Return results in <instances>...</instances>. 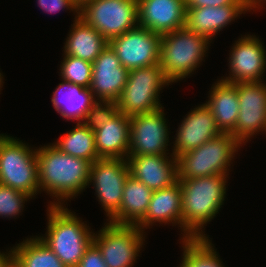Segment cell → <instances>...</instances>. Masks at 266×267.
Returning <instances> with one entry per match:
<instances>
[{
    "label": "cell",
    "instance_id": "cell-34",
    "mask_svg": "<svg viewBox=\"0 0 266 267\" xmlns=\"http://www.w3.org/2000/svg\"><path fill=\"white\" fill-rule=\"evenodd\" d=\"M225 5H247L246 0H185L186 8L216 7Z\"/></svg>",
    "mask_w": 266,
    "mask_h": 267
},
{
    "label": "cell",
    "instance_id": "cell-10",
    "mask_svg": "<svg viewBox=\"0 0 266 267\" xmlns=\"http://www.w3.org/2000/svg\"><path fill=\"white\" fill-rule=\"evenodd\" d=\"M130 169L127 159L100 158L91 165L89 185L95 188V195L109 220L120 208L123 188Z\"/></svg>",
    "mask_w": 266,
    "mask_h": 267
},
{
    "label": "cell",
    "instance_id": "cell-8",
    "mask_svg": "<svg viewBox=\"0 0 266 267\" xmlns=\"http://www.w3.org/2000/svg\"><path fill=\"white\" fill-rule=\"evenodd\" d=\"M79 17L108 42L139 26L137 0H92L79 9Z\"/></svg>",
    "mask_w": 266,
    "mask_h": 267
},
{
    "label": "cell",
    "instance_id": "cell-4",
    "mask_svg": "<svg viewBox=\"0 0 266 267\" xmlns=\"http://www.w3.org/2000/svg\"><path fill=\"white\" fill-rule=\"evenodd\" d=\"M210 43L206 37L186 27L163 34L159 64L165 77L175 83L191 76L204 61Z\"/></svg>",
    "mask_w": 266,
    "mask_h": 267
},
{
    "label": "cell",
    "instance_id": "cell-21",
    "mask_svg": "<svg viewBox=\"0 0 266 267\" xmlns=\"http://www.w3.org/2000/svg\"><path fill=\"white\" fill-rule=\"evenodd\" d=\"M99 158H128L130 117L120 111L93 131Z\"/></svg>",
    "mask_w": 266,
    "mask_h": 267
},
{
    "label": "cell",
    "instance_id": "cell-14",
    "mask_svg": "<svg viewBox=\"0 0 266 267\" xmlns=\"http://www.w3.org/2000/svg\"><path fill=\"white\" fill-rule=\"evenodd\" d=\"M229 76L221 77L226 83L264 82L266 50L255 35H245L235 41L229 53ZM262 78V79H261Z\"/></svg>",
    "mask_w": 266,
    "mask_h": 267
},
{
    "label": "cell",
    "instance_id": "cell-16",
    "mask_svg": "<svg viewBox=\"0 0 266 267\" xmlns=\"http://www.w3.org/2000/svg\"><path fill=\"white\" fill-rule=\"evenodd\" d=\"M176 132L171 153L174 157L194 150L221 134L214 115L205 103L188 112Z\"/></svg>",
    "mask_w": 266,
    "mask_h": 267
},
{
    "label": "cell",
    "instance_id": "cell-18",
    "mask_svg": "<svg viewBox=\"0 0 266 267\" xmlns=\"http://www.w3.org/2000/svg\"><path fill=\"white\" fill-rule=\"evenodd\" d=\"M127 161L130 175L152 191L172 186L178 181L177 159L172 154L128 155Z\"/></svg>",
    "mask_w": 266,
    "mask_h": 267
},
{
    "label": "cell",
    "instance_id": "cell-38",
    "mask_svg": "<svg viewBox=\"0 0 266 267\" xmlns=\"http://www.w3.org/2000/svg\"><path fill=\"white\" fill-rule=\"evenodd\" d=\"M3 74L1 73V71H0V91L2 90L1 88L3 87V83H4V81H3Z\"/></svg>",
    "mask_w": 266,
    "mask_h": 267
},
{
    "label": "cell",
    "instance_id": "cell-29",
    "mask_svg": "<svg viewBox=\"0 0 266 267\" xmlns=\"http://www.w3.org/2000/svg\"><path fill=\"white\" fill-rule=\"evenodd\" d=\"M59 70L62 80L90 88L92 80L91 62L70 55H64Z\"/></svg>",
    "mask_w": 266,
    "mask_h": 267
},
{
    "label": "cell",
    "instance_id": "cell-26",
    "mask_svg": "<svg viewBox=\"0 0 266 267\" xmlns=\"http://www.w3.org/2000/svg\"><path fill=\"white\" fill-rule=\"evenodd\" d=\"M13 267H66L38 236L13 246Z\"/></svg>",
    "mask_w": 266,
    "mask_h": 267
},
{
    "label": "cell",
    "instance_id": "cell-30",
    "mask_svg": "<svg viewBox=\"0 0 266 267\" xmlns=\"http://www.w3.org/2000/svg\"><path fill=\"white\" fill-rule=\"evenodd\" d=\"M32 199L28 194L0 184V217L15 218L24 210L25 201Z\"/></svg>",
    "mask_w": 266,
    "mask_h": 267
},
{
    "label": "cell",
    "instance_id": "cell-25",
    "mask_svg": "<svg viewBox=\"0 0 266 267\" xmlns=\"http://www.w3.org/2000/svg\"><path fill=\"white\" fill-rule=\"evenodd\" d=\"M74 23L64 42V54L93 63L107 46L108 41L81 17L75 16Z\"/></svg>",
    "mask_w": 266,
    "mask_h": 267
},
{
    "label": "cell",
    "instance_id": "cell-6",
    "mask_svg": "<svg viewBox=\"0 0 266 267\" xmlns=\"http://www.w3.org/2000/svg\"><path fill=\"white\" fill-rule=\"evenodd\" d=\"M9 135L0 139V184L35 197L40 193L37 148Z\"/></svg>",
    "mask_w": 266,
    "mask_h": 267
},
{
    "label": "cell",
    "instance_id": "cell-23",
    "mask_svg": "<svg viewBox=\"0 0 266 267\" xmlns=\"http://www.w3.org/2000/svg\"><path fill=\"white\" fill-rule=\"evenodd\" d=\"M53 91L51 102L62 118L83 122L87 112L96 102L89 88L61 80Z\"/></svg>",
    "mask_w": 266,
    "mask_h": 267
},
{
    "label": "cell",
    "instance_id": "cell-19",
    "mask_svg": "<svg viewBox=\"0 0 266 267\" xmlns=\"http://www.w3.org/2000/svg\"><path fill=\"white\" fill-rule=\"evenodd\" d=\"M246 12L247 5L186 8L185 27L212 42L218 32Z\"/></svg>",
    "mask_w": 266,
    "mask_h": 267
},
{
    "label": "cell",
    "instance_id": "cell-15",
    "mask_svg": "<svg viewBox=\"0 0 266 267\" xmlns=\"http://www.w3.org/2000/svg\"><path fill=\"white\" fill-rule=\"evenodd\" d=\"M129 70L122 66L120 60L109 44L92 63V80L90 91L96 101L116 102L128 79Z\"/></svg>",
    "mask_w": 266,
    "mask_h": 267
},
{
    "label": "cell",
    "instance_id": "cell-32",
    "mask_svg": "<svg viewBox=\"0 0 266 267\" xmlns=\"http://www.w3.org/2000/svg\"><path fill=\"white\" fill-rule=\"evenodd\" d=\"M37 6L46 13H57L60 10H70L74 15L79 16V9L72 0H36ZM76 13V14H75Z\"/></svg>",
    "mask_w": 266,
    "mask_h": 267
},
{
    "label": "cell",
    "instance_id": "cell-28",
    "mask_svg": "<svg viewBox=\"0 0 266 267\" xmlns=\"http://www.w3.org/2000/svg\"><path fill=\"white\" fill-rule=\"evenodd\" d=\"M181 267H225L209 237L181 239Z\"/></svg>",
    "mask_w": 266,
    "mask_h": 267
},
{
    "label": "cell",
    "instance_id": "cell-7",
    "mask_svg": "<svg viewBox=\"0 0 266 267\" xmlns=\"http://www.w3.org/2000/svg\"><path fill=\"white\" fill-rule=\"evenodd\" d=\"M170 84L159 63L129 70L117 107L129 117L156 111L163 107L159 99L162 88Z\"/></svg>",
    "mask_w": 266,
    "mask_h": 267
},
{
    "label": "cell",
    "instance_id": "cell-2",
    "mask_svg": "<svg viewBox=\"0 0 266 267\" xmlns=\"http://www.w3.org/2000/svg\"><path fill=\"white\" fill-rule=\"evenodd\" d=\"M227 178L229 175L178 179L182 193L181 239L209 237L203 230L224 205Z\"/></svg>",
    "mask_w": 266,
    "mask_h": 267
},
{
    "label": "cell",
    "instance_id": "cell-11",
    "mask_svg": "<svg viewBox=\"0 0 266 267\" xmlns=\"http://www.w3.org/2000/svg\"><path fill=\"white\" fill-rule=\"evenodd\" d=\"M164 107L130 117L128 155H168L169 131Z\"/></svg>",
    "mask_w": 266,
    "mask_h": 267
},
{
    "label": "cell",
    "instance_id": "cell-35",
    "mask_svg": "<svg viewBox=\"0 0 266 267\" xmlns=\"http://www.w3.org/2000/svg\"><path fill=\"white\" fill-rule=\"evenodd\" d=\"M7 251L4 253L0 252V267H13V248Z\"/></svg>",
    "mask_w": 266,
    "mask_h": 267
},
{
    "label": "cell",
    "instance_id": "cell-3",
    "mask_svg": "<svg viewBox=\"0 0 266 267\" xmlns=\"http://www.w3.org/2000/svg\"><path fill=\"white\" fill-rule=\"evenodd\" d=\"M47 216L45 236L38 237L66 267H77L93 243L94 232L65 206H48Z\"/></svg>",
    "mask_w": 266,
    "mask_h": 267
},
{
    "label": "cell",
    "instance_id": "cell-5",
    "mask_svg": "<svg viewBox=\"0 0 266 267\" xmlns=\"http://www.w3.org/2000/svg\"><path fill=\"white\" fill-rule=\"evenodd\" d=\"M241 147L231 134L221 133L194 150L176 156L178 179L229 175L230 164Z\"/></svg>",
    "mask_w": 266,
    "mask_h": 267
},
{
    "label": "cell",
    "instance_id": "cell-13",
    "mask_svg": "<svg viewBox=\"0 0 266 267\" xmlns=\"http://www.w3.org/2000/svg\"><path fill=\"white\" fill-rule=\"evenodd\" d=\"M161 36L138 26L113 38L108 44L122 66L132 70L159 63Z\"/></svg>",
    "mask_w": 266,
    "mask_h": 267
},
{
    "label": "cell",
    "instance_id": "cell-27",
    "mask_svg": "<svg viewBox=\"0 0 266 267\" xmlns=\"http://www.w3.org/2000/svg\"><path fill=\"white\" fill-rule=\"evenodd\" d=\"M58 139L52 144L63 153L92 163L100 159L96 150L94 132L83 122H77L72 130L70 129Z\"/></svg>",
    "mask_w": 266,
    "mask_h": 267
},
{
    "label": "cell",
    "instance_id": "cell-12",
    "mask_svg": "<svg viewBox=\"0 0 266 267\" xmlns=\"http://www.w3.org/2000/svg\"><path fill=\"white\" fill-rule=\"evenodd\" d=\"M239 99V114L231 135L241 144L259 132H266V84L261 82L235 83Z\"/></svg>",
    "mask_w": 266,
    "mask_h": 267
},
{
    "label": "cell",
    "instance_id": "cell-20",
    "mask_svg": "<svg viewBox=\"0 0 266 267\" xmlns=\"http://www.w3.org/2000/svg\"><path fill=\"white\" fill-rule=\"evenodd\" d=\"M182 193L179 180L172 186L153 191L144 219L137 225L143 232L152 224L179 225L182 231Z\"/></svg>",
    "mask_w": 266,
    "mask_h": 267
},
{
    "label": "cell",
    "instance_id": "cell-24",
    "mask_svg": "<svg viewBox=\"0 0 266 267\" xmlns=\"http://www.w3.org/2000/svg\"><path fill=\"white\" fill-rule=\"evenodd\" d=\"M152 193L145 184L129 175L124 184L121 206L107 221L137 226L145 217Z\"/></svg>",
    "mask_w": 266,
    "mask_h": 267
},
{
    "label": "cell",
    "instance_id": "cell-1",
    "mask_svg": "<svg viewBox=\"0 0 266 267\" xmlns=\"http://www.w3.org/2000/svg\"><path fill=\"white\" fill-rule=\"evenodd\" d=\"M37 163L40 193L56 198L52 197L54 202L48 206H65L66 200L77 197L88 186L91 161L63 153L50 143L37 148Z\"/></svg>",
    "mask_w": 266,
    "mask_h": 267
},
{
    "label": "cell",
    "instance_id": "cell-9",
    "mask_svg": "<svg viewBox=\"0 0 266 267\" xmlns=\"http://www.w3.org/2000/svg\"><path fill=\"white\" fill-rule=\"evenodd\" d=\"M104 225L98 233H94L93 243L101 251L105 264L107 267H132L145 245L146 232L135 225L111 222Z\"/></svg>",
    "mask_w": 266,
    "mask_h": 267
},
{
    "label": "cell",
    "instance_id": "cell-31",
    "mask_svg": "<svg viewBox=\"0 0 266 267\" xmlns=\"http://www.w3.org/2000/svg\"><path fill=\"white\" fill-rule=\"evenodd\" d=\"M118 112L116 102L96 101L87 112L83 123L94 131L109 122Z\"/></svg>",
    "mask_w": 266,
    "mask_h": 267
},
{
    "label": "cell",
    "instance_id": "cell-22",
    "mask_svg": "<svg viewBox=\"0 0 266 267\" xmlns=\"http://www.w3.org/2000/svg\"><path fill=\"white\" fill-rule=\"evenodd\" d=\"M209 90L205 105L215 117L217 128L221 133L231 134L234 131L239 114V99L235 84L217 79Z\"/></svg>",
    "mask_w": 266,
    "mask_h": 267
},
{
    "label": "cell",
    "instance_id": "cell-33",
    "mask_svg": "<svg viewBox=\"0 0 266 267\" xmlns=\"http://www.w3.org/2000/svg\"><path fill=\"white\" fill-rule=\"evenodd\" d=\"M77 267H107L99 248L92 243L85 251Z\"/></svg>",
    "mask_w": 266,
    "mask_h": 267
},
{
    "label": "cell",
    "instance_id": "cell-36",
    "mask_svg": "<svg viewBox=\"0 0 266 267\" xmlns=\"http://www.w3.org/2000/svg\"><path fill=\"white\" fill-rule=\"evenodd\" d=\"M246 1H247V8H248L249 12H251V10L256 11V8H257V10L258 9L260 10V7L263 6L262 4L266 3L265 2L266 0H246Z\"/></svg>",
    "mask_w": 266,
    "mask_h": 267
},
{
    "label": "cell",
    "instance_id": "cell-17",
    "mask_svg": "<svg viewBox=\"0 0 266 267\" xmlns=\"http://www.w3.org/2000/svg\"><path fill=\"white\" fill-rule=\"evenodd\" d=\"M139 26L163 35L185 27V0H137Z\"/></svg>",
    "mask_w": 266,
    "mask_h": 267
},
{
    "label": "cell",
    "instance_id": "cell-37",
    "mask_svg": "<svg viewBox=\"0 0 266 267\" xmlns=\"http://www.w3.org/2000/svg\"><path fill=\"white\" fill-rule=\"evenodd\" d=\"M92 0H72L74 5L78 8L81 9L86 3L91 2Z\"/></svg>",
    "mask_w": 266,
    "mask_h": 267
}]
</instances>
